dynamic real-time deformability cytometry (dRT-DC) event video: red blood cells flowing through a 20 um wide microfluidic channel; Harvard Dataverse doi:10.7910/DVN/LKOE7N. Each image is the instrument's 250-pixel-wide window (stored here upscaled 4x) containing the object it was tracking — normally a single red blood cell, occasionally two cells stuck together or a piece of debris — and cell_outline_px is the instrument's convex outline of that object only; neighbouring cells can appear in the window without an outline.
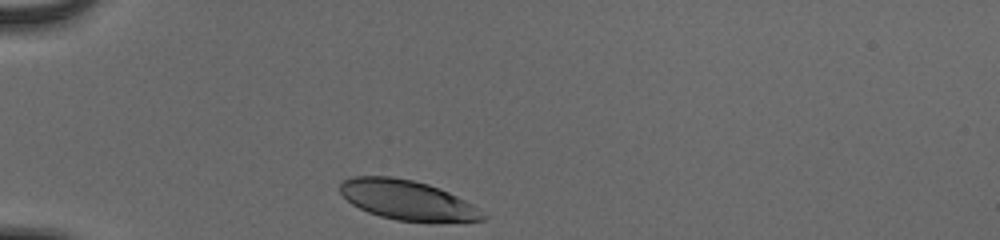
{"species": "human", "species_latin": "Homo sapiens", "temperature_condition": "cold", "stored_images_in_passage": 31, "camera_frame_rate_fps": 3000, "um_per_image_px": 0.085, "donor": {"sex": "male"}, "frame": {"image": 1, "passage_image": 1, "time_ms": 0.0, "image_size_px": [1000, 240], "cell_outline_px": [[488, 216], [484, 220], [396, 220], [380, 216], [368, 212], [352, 204], [340, 192], [340, 184], [344, 180], [352, 176], [392, 176], [412, 180], [428, 184], [440, 188], [472, 204]], "centroid_in_image_um": [34.57, 16.97], "position_along_channel_um": 50.4, "area_um2": 32.25}}
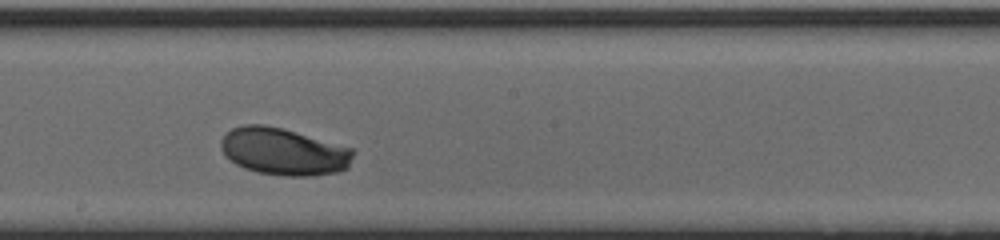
{"frame": {"image": 2, "passage_image": 17, "time_ms": 5.333, "image_size_px": [1000, 240], "cell_outline_px": [[352, 156], [348, 168], [336, 172], [312, 176], [284, 176], [260, 172], [244, 168], [236, 164], [220, 148], [220, 140], [232, 128], [244, 124], [264, 124], [284, 128], [352, 148]], "centroid_in_image_um": [24.1, 12.87], "position_along_channel_um": 224.1, "area_um2": 36.18}}
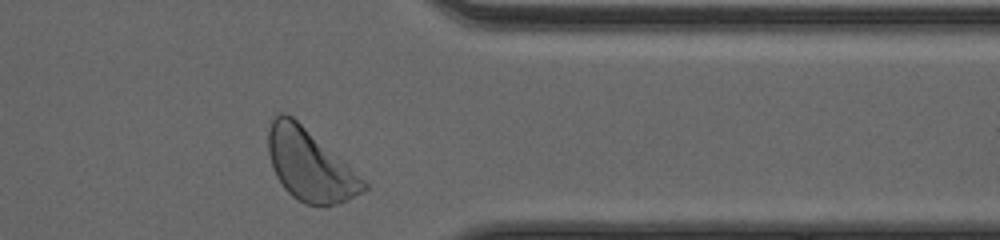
{"frame": {"image": 3, "passage_image": 30, "time_ms": 9.667, "image_size_px": [1000, 240], "cell_outline_px": [[368, 188], [348, 200], [336, 204], [304, 204], [296, 200], [284, 188], [276, 176], [272, 168], [268, 152], [268, 128], [272, 120], [280, 112], [284, 112], [292, 116], [364, 180], [368, 184]], "centroid_in_image_um": [26.29, 14.04], "position_along_channel_um": 385.1, "area_um2": 38.96}, "authors_computed_cell_mechanics": {"area_um2": 35.2002, "velocity_mm_per_s": 3.8202, "shape_relaxation_time_tau1_ms": 4.0854, "shape_relaxation_time_tau2_ms": null, "deformation_change_tau1": 0.1781, "deformation_change_tau2": null}}